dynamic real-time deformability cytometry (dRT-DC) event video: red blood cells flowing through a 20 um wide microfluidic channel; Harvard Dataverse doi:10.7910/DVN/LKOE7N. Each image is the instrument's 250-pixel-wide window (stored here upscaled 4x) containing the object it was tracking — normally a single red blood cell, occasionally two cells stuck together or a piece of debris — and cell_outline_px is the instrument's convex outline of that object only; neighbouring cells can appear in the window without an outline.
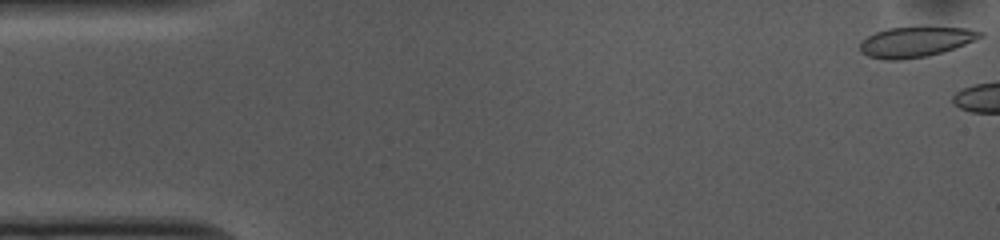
{"species": "common noctule bat (a hibernating species)", "species_latin": "Nyctalus noctula", "temperature_condition": "cold", "stored_images_in_passage": 5, "camera_frame_rate_fps": 3000, "um_per_image_px": 0.085, "animal": {"sex": "female", "body_mass_g": 10.0, "forearm_length_mm": 53.1}, "frame": {"image": 1, "passage_image": 1, "time_ms": 0.0, "image_size_px": [1000, 240], "cell_outline_px": [[984, 36], [976, 40], [956, 48], [944, 52], [928, 56], [900, 60], [888, 60], [868, 56], [860, 52], [860, 44], [868, 36], [876, 32], [888, 28], [968, 28], [984, 32]], "centroid_in_image_um": [77.86, 3.58], "position_along_channel_um": 7.1, "area_um2": 21.04}}